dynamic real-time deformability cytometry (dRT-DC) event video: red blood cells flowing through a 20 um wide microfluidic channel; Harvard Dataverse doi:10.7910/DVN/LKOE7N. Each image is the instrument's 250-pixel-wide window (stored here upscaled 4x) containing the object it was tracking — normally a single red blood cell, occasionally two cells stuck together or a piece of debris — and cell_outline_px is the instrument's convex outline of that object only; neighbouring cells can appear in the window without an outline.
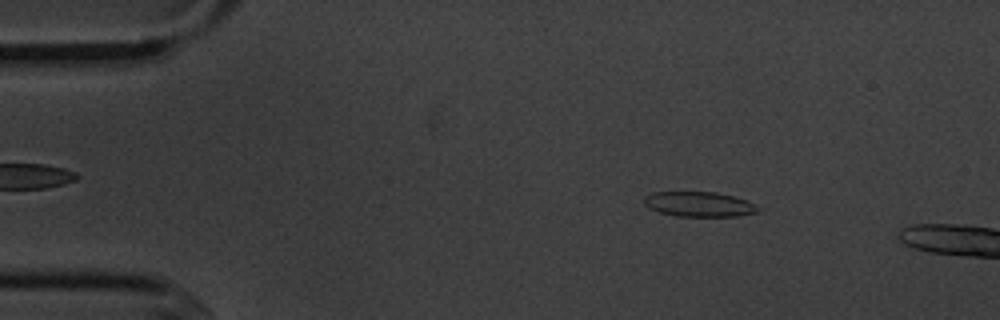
{"species": "common noctule bat (a hibernating species)", "species_latin": "Nyctalus noctula", "temperature_condition": "cold", "stored_images_in_passage": 3, "camera_frame_rate_fps": 3000, "um_per_image_px": 0.085, "animal": {"sex": "male", "body_mass_g": 20.1, "forearm_length_mm": 53.5}, "frame": {"image": 1, "passage_image": 2, "time_ms": 1.0, "image_size_px": [1000, 320], "cell_outline_px": [[756, 212], [736, 216], [676, 216], [660, 212], [648, 208], [644, 204], [644, 196], [652, 192], [716, 192], [732, 196], [756, 204]], "centroid_in_image_um": [59.34, 17.35], "position_along_channel_um": 25.7, "area_um2": 16.36}}